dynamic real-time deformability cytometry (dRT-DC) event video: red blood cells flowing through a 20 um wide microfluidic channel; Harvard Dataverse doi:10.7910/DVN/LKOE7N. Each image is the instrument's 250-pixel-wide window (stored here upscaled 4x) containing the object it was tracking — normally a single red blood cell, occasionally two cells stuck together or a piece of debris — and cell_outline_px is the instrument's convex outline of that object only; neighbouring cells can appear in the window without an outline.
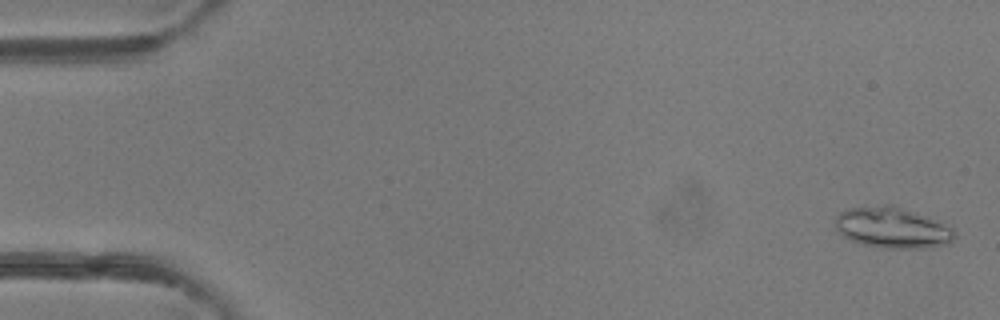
{"species": "common noctule bat (a hibernating species)", "species_latin": "Nyctalus noctula", "temperature_condition": "room temperature", "stored_images_in_passage": 4, "camera_frame_rate_fps": 3000, "um_per_image_px": 0.085, "animal": {"sex": "female"}, "frame": {"image": 1, "passage_image": 1, "time_ms": 0.0, "image_size_px": [1000, 320], "cell_outline_px": [[956, 236], [948, 244], [932, 248], [884, 248], [860, 244], [844, 236], [836, 228], [836, 216], [840, 212], [848, 208], [884, 204], [892, 204], [952, 228], [956, 232]], "centroid_in_image_um": [75.83, 19.37], "position_along_channel_um": 9.2, "area_um2": 28.15}}